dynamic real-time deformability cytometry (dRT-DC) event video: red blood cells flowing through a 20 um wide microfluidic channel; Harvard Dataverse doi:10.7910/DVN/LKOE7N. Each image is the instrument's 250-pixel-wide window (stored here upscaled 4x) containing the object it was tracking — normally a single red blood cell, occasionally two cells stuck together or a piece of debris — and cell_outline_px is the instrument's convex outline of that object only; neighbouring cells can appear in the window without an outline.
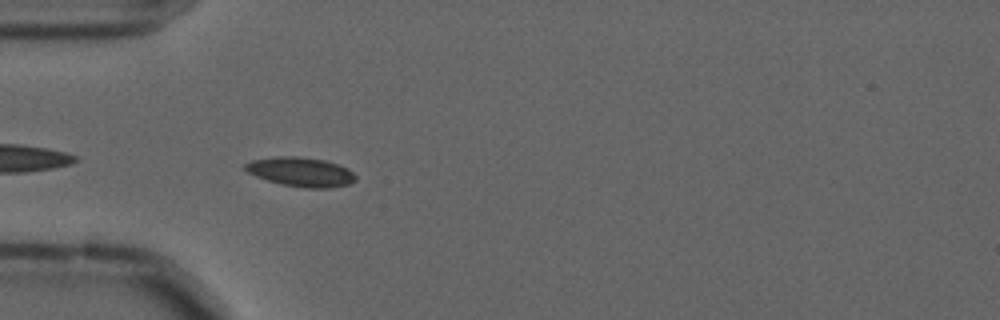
{"species": "common noctule bat (a hibernating species)", "species_latin": "Nyctalus noctula", "temperature_condition": "cold", "stored_images_in_passage": 43, "camera_frame_rate_fps": 3000, "um_per_image_px": 0.085, "animal": {"sex": "male", "forearm_length_mm": 52.5}, "frame": {"image": 1, "passage_image": 3, "time_ms": 0.667, "image_size_px": [1000, 320], "cell_outline_px": [[356, 180], [348, 184], [332, 188], [304, 188], [280, 184], [256, 176], [248, 172], [244, 168], [244, 164], [252, 160], [276, 156], [296, 156], [324, 160], [348, 168], [356, 176]], "centroid_in_image_um": [25.57, 14.62], "position_along_channel_um": 59.4, "area_um2": 18.84}}
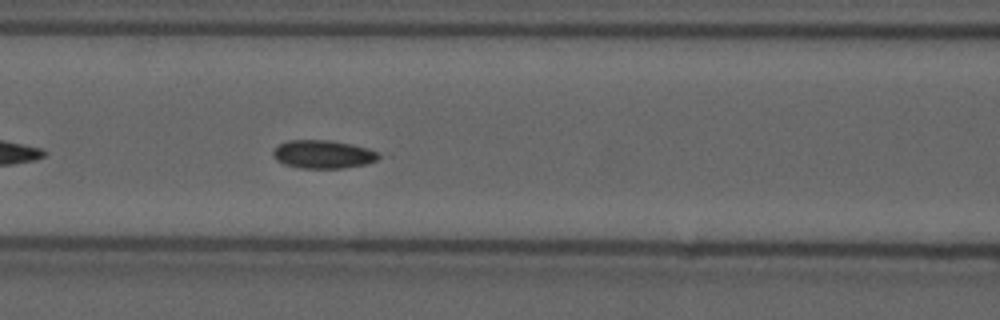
{"frame": {"image": 2, "passage_image": 10, "time_ms": 3.0, "image_size_px": [1000, 320], "cell_outline_px": [[380, 156], [376, 160], [368, 164], [344, 168], [300, 168], [284, 164], [276, 160], [272, 156], [272, 152], [280, 144], [288, 140], [332, 140], [352, 144], [368, 148], [376, 152]], "centroid_in_image_um": [27.45, 13.11], "position_along_channel_um": 139.1, "area_um2": 17.46}}
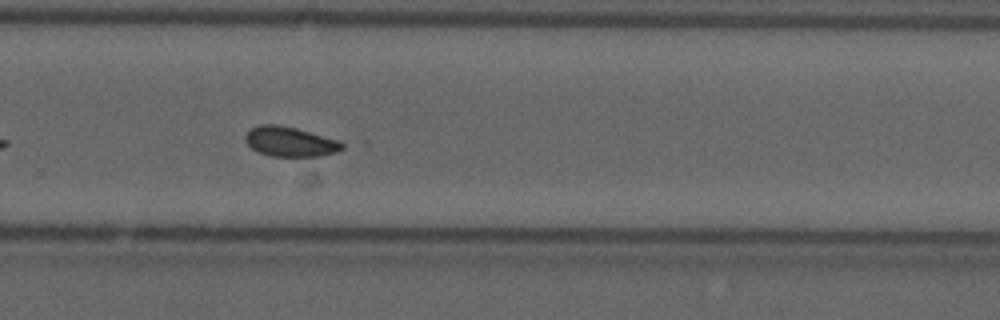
{"frame": {"image": 3, "passage_image": 24, "time_ms": 7.667, "image_size_px": [1000, 320], "cell_outline_px": [[348, 144], [344, 148], [336, 152], [320, 156], [272, 156], [260, 152], [252, 148], [244, 140], [244, 136], [252, 128], [260, 124], [276, 124], [296, 128], [340, 140]], "centroid_in_image_um": [24.71, 12.04], "position_along_channel_um": 305.1, "area_um2": 16.88}, "authors_computed_cell_mechanics": {"area_um2": 16.9354, "velocity_mm_per_s": 3.5714, "shape_relaxation_time_tau1_ms": null, "shape_relaxation_time_tau2_ms": 2.8796, "deformation_change_tau1": null, "deformation_change_tau2": 0.0688}}